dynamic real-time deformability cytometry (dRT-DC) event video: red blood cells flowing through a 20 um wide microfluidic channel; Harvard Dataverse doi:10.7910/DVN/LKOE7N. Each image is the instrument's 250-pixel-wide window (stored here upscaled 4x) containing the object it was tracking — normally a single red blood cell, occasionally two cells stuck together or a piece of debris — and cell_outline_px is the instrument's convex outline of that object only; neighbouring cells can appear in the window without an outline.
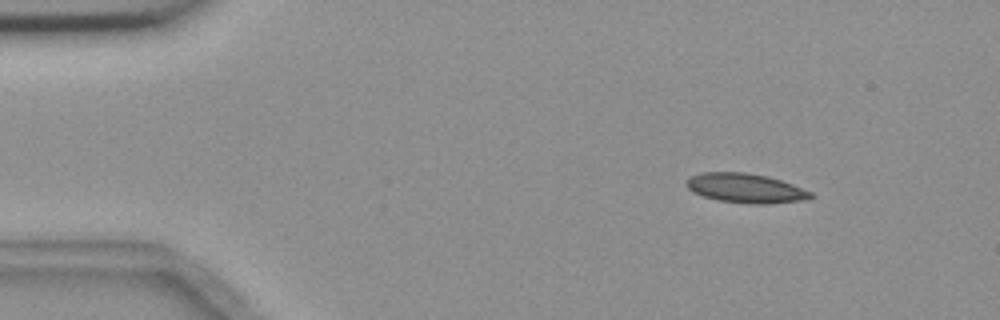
{"species": "common noctule bat (a hibernating species)", "species_latin": "Nyctalus noctula", "temperature_condition": "room temperature", "stored_images_in_passage": 8, "camera_frame_rate_fps": 3000, "um_per_image_px": 0.085, "animal": {"sex": "female", "body_mass_g": 18.4}, "frame": {"image": 1, "passage_image": 2, "time_ms": 2.0, "image_size_px": [1000, 320], "cell_outline_px": [[816, 196], [804, 200], [764, 204], [752, 204], [720, 200], [704, 196], [692, 192], [688, 188], [688, 176], [700, 172], [744, 172], [768, 176], [792, 184], [812, 192]], "centroid_in_image_um": [63.39, 15.98], "position_along_channel_um": 21.6, "area_um2": 21.21}}
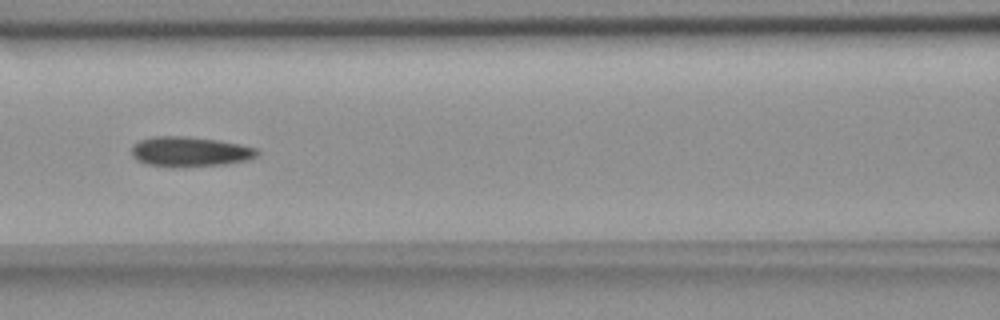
{"frame": {"image": 2, "passage_image": 7, "time_ms": 7.667, "image_size_px": [1000, 320], "cell_outline_px": [[260, 156], [248, 160], [224, 164], [184, 168], [172, 168], [144, 164], [136, 160], [132, 156], [132, 144], [140, 140], [156, 136], [180, 136], [216, 140], [240, 144], [256, 148], [260, 152]], "centroid_in_image_um": [16.13, 12.92], "position_along_channel_um": 150.5, "area_um2": 22.37}}
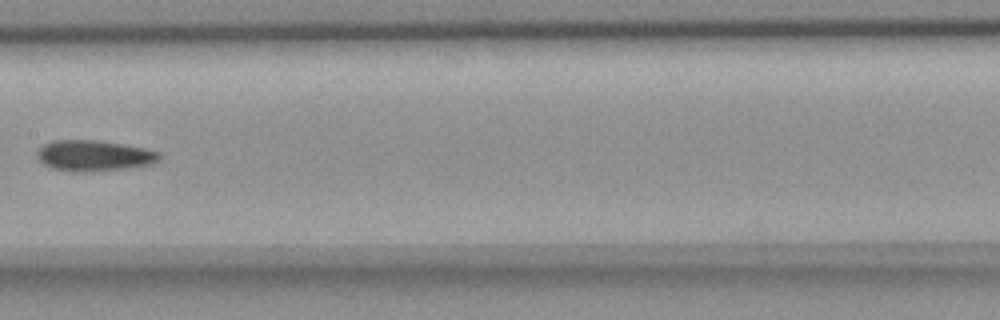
{"frame": {"image": 3, "passage_image": 8, "time_ms": 9.0, "image_size_px": [1000, 320], "cell_outline_px": [[160, 156], [152, 164], [124, 168], [92, 172], [72, 172], [52, 168], [44, 164], [36, 156], [36, 152], [44, 144], [52, 140], [92, 140], [120, 144], [144, 148], [160, 152]], "centroid_in_image_um": [7.94, 13.24], "position_along_channel_um": 199.5, "area_um2": 21.79}}